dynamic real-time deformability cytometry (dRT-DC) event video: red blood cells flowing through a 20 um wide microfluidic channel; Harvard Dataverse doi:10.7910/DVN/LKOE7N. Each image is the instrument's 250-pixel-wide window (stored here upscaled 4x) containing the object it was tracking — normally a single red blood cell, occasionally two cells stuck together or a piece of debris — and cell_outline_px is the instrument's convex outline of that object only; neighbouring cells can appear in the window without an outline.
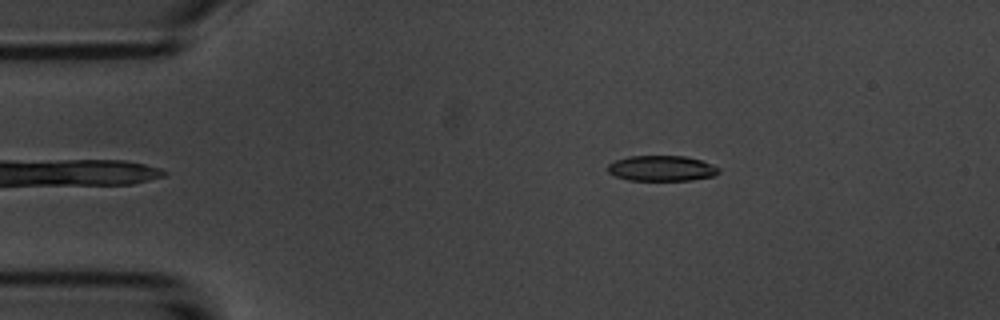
{"species": "common noctule bat (a hibernating species)", "species_latin": "Nyctalus noctula", "temperature_condition": "room temperature", "stored_images_in_passage": 3, "camera_frame_rate_fps": 3000, "um_per_image_px": 0.085, "animal": {"sex": "male", "body_mass_g": 20.1, "forearm_length_mm": 53.5}, "frame": {"image": 1, "passage_image": 3, "time_ms": 2.333, "image_size_px": [1000, 320], "cell_outline_px": [[720, 172], [712, 176], [692, 180], [628, 180], [616, 176], [608, 172], [608, 164], [616, 160], [628, 156], [684, 156], [700, 160], [720, 168]], "centroid_in_image_um": [56.23, 14.31], "position_along_channel_um": 28.8, "area_um2": 16.36}}